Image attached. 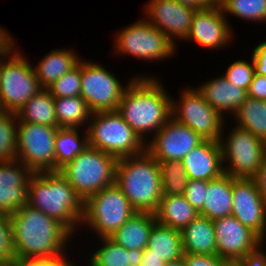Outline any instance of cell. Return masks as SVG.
Here are the masks:
<instances>
[{
    "label": "cell",
    "mask_w": 266,
    "mask_h": 266,
    "mask_svg": "<svg viewBox=\"0 0 266 266\" xmlns=\"http://www.w3.org/2000/svg\"><path fill=\"white\" fill-rule=\"evenodd\" d=\"M9 217L15 260L66 256V243L73 234L62 223L28 204Z\"/></svg>",
    "instance_id": "6da1fadb"
},
{
    "label": "cell",
    "mask_w": 266,
    "mask_h": 266,
    "mask_svg": "<svg viewBox=\"0 0 266 266\" xmlns=\"http://www.w3.org/2000/svg\"><path fill=\"white\" fill-rule=\"evenodd\" d=\"M157 77L133 76L119 102L118 112L145 142V135L154 136L172 117L170 96Z\"/></svg>",
    "instance_id": "7a4b0ae2"
},
{
    "label": "cell",
    "mask_w": 266,
    "mask_h": 266,
    "mask_svg": "<svg viewBox=\"0 0 266 266\" xmlns=\"http://www.w3.org/2000/svg\"><path fill=\"white\" fill-rule=\"evenodd\" d=\"M27 204L62 223L73 235L81 226L84 201L59 171L38 172L30 177Z\"/></svg>",
    "instance_id": "3957f363"
},
{
    "label": "cell",
    "mask_w": 266,
    "mask_h": 266,
    "mask_svg": "<svg viewBox=\"0 0 266 266\" xmlns=\"http://www.w3.org/2000/svg\"><path fill=\"white\" fill-rule=\"evenodd\" d=\"M115 184L136 212H156L163 196L161 171L147 151L117 160Z\"/></svg>",
    "instance_id": "277c9868"
},
{
    "label": "cell",
    "mask_w": 266,
    "mask_h": 266,
    "mask_svg": "<svg viewBox=\"0 0 266 266\" xmlns=\"http://www.w3.org/2000/svg\"><path fill=\"white\" fill-rule=\"evenodd\" d=\"M89 146L117 159L140 155L146 142L129 126L118 111L94 112L87 127Z\"/></svg>",
    "instance_id": "5b68a950"
},
{
    "label": "cell",
    "mask_w": 266,
    "mask_h": 266,
    "mask_svg": "<svg viewBox=\"0 0 266 266\" xmlns=\"http://www.w3.org/2000/svg\"><path fill=\"white\" fill-rule=\"evenodd\" d=\"M117 160L89 146L59 172L85 202L91 195L115 184Z\"/></svg>",
    "instance_id": "8992f818"
},
{
    "label": "cell",
    "mask_w": 266,
    "mask_h": 266,
    "mask_svg": "<svg viewBox=\"0 0 266 266\" xmlns=\"http://www.w3.org/2000/svg\"><path fill=\"white\" fill-rule=\"evenodd\" d=\"M20 51L0 56V111L17 113L43 88L30 61ZM3 57V58H2Z\"/></svg>",
    "instance_id": "52a82bcc"
},
{
    "label": "cell",
    "mask_w": 266,
    "mask_h": 266,
    "mask_svg": "<svg viewBox=\"0 0 266 266\" xmlns=\"http://www.w3.org/2000/svg\"><path fill=\"white\" fill-rule=\"evenodd\" d=\"M135 213L128 198L113 184L84 202L81 225L94 230L100 238H110Z\"/></svg>",
    "instance_id": "ba28073f"
},
{
    "label": "cell",
    "mask_w": 266,
    "mask_h": 266,
    "mask_svg": "<svg viewBox=\"0 0 266 266\" xmlns=\"http://www.w3.org/2000/svg\"><path fill=\"white\" fill-rule=\"evenodd\" d=\"M224 126L219 141L224 173L233 178L252 179L266 154V143L238 126H234L224 138Z\"/></svg>",
    "instance_id": "9c48e42d"
},
{
    "label": "cell",
    "mask_w": 266,
    "mask_h": 266,
    "mask_svg": "<svg viewBox=\"0 0 266 266\" xmlns=\"http://www.w3.org/2000/svg\"><path fill=\"white\" fill-rule=\"evenodd\" d=\"M114 53L147 61L164 60L175 55L176 46L145 18L126 26L114 36Z\"/></svg>",
    "instance_id": "30bf717a"
},
{
    "label": "cell",
    "mask_w": 266,
    "mask_h": 266,
    "mask_svg": "<svg viewBox=\"0 0 266 266\" xmlns=\"http://www.w3.org/2000/svg\"><path fill=\"white\" fill-rule=\"evenodd\" d=\"M172 97V118L198 133L203 140L220 141L224 119L209 105L197 88L186 87L179 97Z\"/></svg>",
    "instance_id": "8fae6325"
},
{
    "label": "cell",
    "mask_w": 266,
    "mask_h": 266,
    "mask_svg": "<svg viewBox=\"0 0 266 266\" xmlns=\"http://www.w3.org/2000/svg\"><path fill=\"white\" fill-rule=\"evenodd\" d=\"M58 128L30 122L17 123L16 160L33 173L55 171V138Z\"/></svg>",
    "instance_id": "7c38bea8"
},
{
    "label": "cell",
    "mask_w": 266,
    "mask_h": 266,
    "mask_svg": "<svg viewBox=\"0 0 266 266\" xmlns=\"http://www.w3.org/2000/svg\"><path fill=\"white\" fill-rule=\"evenodd\" d=\"M101 64L81 59V93L90 111H117L123 92L129 85L120 84L111 71Z\"/></svg>",
    "instance_id": "4fadbf2b"
},
{
    "label": "cell",
    "mask_w": 266,
    "mask_h": 266,
    "mask_svg": "<svg viewBox=\"0 0 266 266\" xmlns=\"http://www.w3.org/2000/svg\"><path fill=\"white\" fill-rule=\"evenodd\" d=\"M151 139L146 142V151L159 163L181 161L203 141L198 133L172 117Z\"/></svg>",
    "instance_id": "5bb4252c"
},
{
    "label": "cell",
    "mask_w": 266,
    "mask_h": 266,
    "mask_svg": "<svg viewBox=\"0 0 266 266\" xmlns=\"http://www.w3.org/2000/svg\"><path fill=\"white\" fill-rule=\"evenodd\" d=\"M232 198V215L265 243L266 201L260 196L254 180L233 178Z\"/></svg>",
    "instance_id": "9a60e30c"
},
{
    "label": "cell",
    "mask_w": 266,
    "mask_h": 266,
    "mask_svg": "<svg viewBox=\"0 0 266 266\" xmlns=\"http://www.w3.org/2000/svg\"><path fill=\"white\" fill-rule=\"evenodd\" d=\"M216 255L226 261H238L264 242L233 215L213 220Z\"/></svg>",
    "instance_id": "2e32d148"
},
{
    "label": "cell",
    "mask_w": 266,
    "mask_h": 266,
    "mask_svg": "<svg viewBox=\"0 0 266 266\" xmlns=\"http://www.w3.org/2000/svg\"><path fill=\"white\" fill-rule=\"evenodd\" d=\"M145 19L158 28L176 46L175 39H186L196 10L174 0H149Z\"/></svg>",
    "instance_id": "e0dca14e"
},
{
    "label": "cell",
    "mask_w": 266,
    "mask_h": 266,
    "mask_svg": "<svg viewBox=\"0 0 266 266\" xmlns=\"http://www.w3.org/2000/svg\"><path fill=\"white\" fill-rule=\"evenodd\" d=\"M229 20L223 14L219 5L196 10L191 30L185 41L196 42L208 49H219L229 46L234 38Z\"/></svg>",
    "instance_id": "ac0fdd59"
},
{
    "label": "cell",
    "mask_w": 266,
    "mask_h": 266,
    "mask_svg": "<svg viewBox=\"0 0 266 266\" xmlns=\"http://www.w3.org/2000/svg\"><path fill=\"white\" fill-rule=\"evenodd\" d=\"M34 173L22 162H0V214L11 215L27 204V188Z\"/></svg>",
    "instance_id": "d6986e66"
},
{
    "label": "cell",
    "mask_w": 266,
    "mask_h": 266,
    "mask_svg": "<svg viewBox=\"0 0 266 266\" xmlns=\"http://www.w3.org/2000/svg\"><path fill=\"white\" fill-rule=\"evenodd\" d=\"M189 180L209 181L224 173L220 142L203 140L181 160Z\"/></svg>",
    "instance_id": "ffe728a7"
},
{
    "label": "cell",
    "mask_w": 266,
    "mask_h": 266,
    "mask_svg": "<svg viewBox=\"0 0 266 266\" xmlns=\"http://www.w3.org/2000/svg\"><path fill=\"white\" fill-rule=\"evenodd\" d=\"M197 90L223 118L227 112L228 117L234 115L248 97L247 90L236 87L223 75L202 83Z\"/></svg>",
    "instance_id": "44dd1931"
},
{
    "label": "cell",
    "mask_w": 266,
    "mask_h": 266,
    "mask_svg": "<svg viewBox=\"0 0 266 266\" xmlns=\"http://www.w3.org/2000/svg\"><path fill=\"white\" fill-rule=\"evenodd\" d=\"M233 177L223 173L220 177L207 181L205 201L199 211L200 216L216 220L232 215Z\"/></svg>",
    "instance_id": "7402d4cb"
},
{
    "label": "cell",
    "mask_w": 266,
    "mask_h": 266,
    "mask_svg": "<svg viewBox=\"0 0 266 266\" xmlns=\"http://www.w3.org/2000/svg\"><path fill=\"white\" fill-rule=\"evenodd\" d=\"M184 254L216 255V235L213 220L198 216L182 231Z\"/></svg>",
    "instance_id": "603a6c76"
},
{
    "label": "cell",
    "mask_w": 266,
    "mask_h": 266,
    "mask_svg": "<svg viewBox=\"0 0 266 266\" xmlns=\"http://www.w3.org/2000/svg\"><path fill=\"white\" fill-rule=\"evenodd\" d=\"M155 223L156 218L153 213L136 212L110 239L127 250H145L150 231Z\"/></svg>",
    "instance_id": "cb8c5ba5"
},
{
    "label": "cell",
    "mask_w": 266,
    "mask_h": 266,
    "mask_svg": "<svg viewBox=\"0 0 266 266\" xmlns=\"http://www.w3.org/2000/svg\"><path fill=\"white\" fill-rule=\"evenodd\" d=\"M74 49H55L45 55L36 66H33L39 84L48 89L56 80L75 67L81 60Z\"/></svg>",
    "instance_id": "d4e9b609"
},
{
    "label": "cell",
    "mask_w": 266,
    "mask_h": 266,
    "mask_svg": "<svg viewBox=\"0 0 266 266\" xmlns=\"http://www.w3.org/2000/svg\"><path fill=\"white\" fill-rule=\"evenodd\" d=\"M183 254L181 231L156 222L143 255H156L167 263L183 258Z\"/></svg>",
    "instance_id": "484cf974"
},
{
    "label": "cell",
    "mask_w": 266,
    "mask_h": 266,
    "mask_svg": "<svg viewBox=\"0 0 266 266\" xmlns=\"http://www.w3.org/2000/svg\"><path fill=\"white\" fill-rule=\"evenodd\" d=\"M154 215L157 223L182 231L200 214L184 195H177L162 196Z\"/></svg>",
    "instance_id": "4316f807"
},
{
    "label": "cell",
    "mask_w": 266,
    "mask_h": 266,
    "mask_svg": "<svg viewBox=\"0 0 266 266\" xmlns=\"http://www.w3.org/2000/svg\"><path fill=\"white\" fill-rule=\"evenodd\" d=\"M102 246L90 253L88 266H140L144 250H127L110 238H100Z\"/></svg>",
    "instance_id": "83f0119b"
},
{
    "label": "cell",
    "mask_w": 266,
    "mask_h": 266,
    "mask_svg": "<svg viewBox=\"0 0 266 266\" xmlns=\"http://www.w3.org/2000/svg\"><path fill=\"white\" fill-rule=\"evenodd\" d=\"M18 122H30L59 128L54 97L47 89H42L32 96L16 113Z\"/></svg>",
    "instance_id": "f1b7e54d"
},
{
    "label": "cell",
    "mask_w": 266,
    "mask_h": 266,
    "mask_svg": "<svg viewBox=\"0 0 266 266\" xmlns=\"http://www.w3.org/2000/svg\"><path fill=\"white\" fill-rule=\"evenodd\" d=\"M80 129L58 128L55 138V171H59L89 147L87 129L83 135L81 133V137Z\"/></svg>",
    "instance_id": "f546056e"
},
{
    "label": "cell",
    "mask_w": 266,
    "mask_h": 266,
    "mask_svg": "<svg viewBox=\"0 0 266 266\" xmlns=\"http://www.w3.org/2000/svg\"><path fill=\"white\" fill-rule=\"evenodd\" d=\"M55 115L59 127H88L92 112L81 96L54 98Z\"/></svg>",
    "instance_id": "4dcf8cb0"
},
{
    "label": "cell",
    "mask_w": 266,
    "mask_h": 266,
    "mask_svg": "<svg viewBox=\"0 0 266 266\" xmlns=\"http://www.w3.org/2000/svg\"><path fill=\"white\" fill-rule=\"evenodd\" d=\"M236 126L266 143V101L247 97L233 115Z\"/></svg>",
    "instance_id": "1f68e13d"
},
{
    "label": "cell",
    "mask_w": 266,
    "mask_h": 266,
    "mask_svg": "<svg viewBox=\"0 0 266 266\" xmlns=\"http://www.w3.org/2000/svg\"><path fill=\"white\" fill-rule=\"evenodd\" d=\"M219 6L227 14L246 21L266 23V0H219Z\"/></svg>",
    "instance_id": "d6a6232c"
},
{
    "label": "cell",
    "mask_w": 266,
    "mask_h": 266,
    "mask_svg": "<svg viewBox=\"0 0 266 266\" xmlns=\"http://www.w3.org/2000/svg\"><path fill=\"white\" fill-rule=\"evenodd\" d=\"M163 196L184 195L189 178L181 161H161Z\"/></svg>",
    "instance_id": "836d02e7"
},
{
    "label": "cell",
    "mask_w": 266,
    "mask_h": 266,
    "mask_svg": "<svg viewBox=\"0 0 266 266\" xmlns=\"http://www.w3.org/2000/svg\"><path fill=\"white\" fill-rule=\"evenodd\" d=\"M17 123L16 113L0 111V162L16 160Z\"/></svg>",
    "instance_id": "e575fe53"
},
{
    "label": "cell",
    "mask_w": 266,
    "mask_h": 266,
    "mask_svg": "<svg viewBox=\"0 0 266 266\" xmlns=\"http://www.w3.org/2000/svg\"><path fill=\"white\" fill-rule=\"evenodd\" d=\"M54 98L80 96L81 60L47 89Z\"/></svg>",
    "instance_id": "d590c367"
},
{
    "label": "cell",
    "mask_w": 266,
    "mask_h": 266,
    "mask_svg": "<svg viewBox=\"0 0 266 266\" xmlns=\"http://www.w3.org/2000/svg\"><path fill=\"white\" fill-rule=\"evenodd\" d=\"M254 74L255 67L253 59H251V63L245 60L232 62L223 76L236 87L248 90Z\"/></svg>",
    "instance_id": "8d00e7d4"
},
{
    "label": "cell",
    "mask_w": 266,
    "mask_h": 266,
    "mask_svg": "<svg viewBox=\"0 0 266 266\" xmlns=\"http://www.w3.org/2000/svg\"><path fill=\"white\" fill-rule=\"evenodd\" d=\"M15 260L9 215L0 214V261Z\"/></svg>",
    "instance_id": "74e56055"
},
{
    "label": "cell",
    "mask_w": 266,
    "mask_h": 266,
    "mask_svg": "<svg viewBox=\"0 0 266 266\" xmlns=\"http://www.w3.org/2000/svg\"><path fill=\"white\" fill-rule=\"evenodd\" d=\"M207 181L189 180L186 186L184 197L198 212L203 208Z\"/></svg>",
    "instance_id": "f35d334b"
},
{
    "label": "cell",
    "mask_w": 266,
    "mask_h": 266,
    "mask_svg": "<svg viewBox=\"0 0 266 266\" xmlns=\"http://www.w3.org/2000/svg\"><path fill=\"white\" fill-rule=\"evenodd\" d=\"M185 266H224L227 262L217 255L183 254Z\"/></svg>",
    "instance_id": "ab89813d"
},
{
    "label": "cell",
    "mask_w": 266,
    "mask_h": 266,
    "mask_svg": "<svg viewBox=\"0 0 266 266\" xmlns=\"http://www.w3.org/2000/svg\"><path fill=\"white\" fill-rule=\"evenodd\" d=\"M66 256L58 259H22L16 260L17 266H76Z\"/></svg>",
    "instance_id": "60d3db41"
},
{
    "label": "cell",
    "mask_w": 266,
    "mask_h": 266,
    "mask_svg": "<svg viewBox=\"0 0 266 266\" xmlns=\"http://www.w3.org/2000/svg\"><path fill=\"white\" fill-rule=\"evenodd\" d=\"M247 96L266 101V76L254 74L253 80L247 90Z\"/></svg>",
    "instance_id": "b9f144b4"
},
{
    "label": "cell",
    "mask_w": 266,
    "mask_h": 266,
    "mask_svg": "<svg viewBox=\"0 0 266 266\" xmlns=\"http://www.w3.org/2000/svg\"><path fill=\"white\" fill-rule=\"evenodd\" d=\"M255 73L266 76V41H263L253 48L252 56Z\"/></svg>",
    "instance_id": "7bdbcfd3"
},
{
    "label": "cell",
    "mask_w": 266,
    "mask_h": 266,
    "mask_svg": "<svg viewBox=\"0 0 266 266\" xmlns=\"http://www.w3.org/2000/svg\"><path fill=\"white\" fill-rule=\"evenodd\" d=\"M264 244H261L255 251L248 253L243 259L238 260L242 266H266V253L262 251Z\"/></svg>",
    "instance_id": "ee69618b"
},
{
    "label": "cell",
    "mask_w": 266,
    "mask_h": 266,
    "mask_svg": "<svg viewBox=\"0 0 266 266\" xmlns=\"http://www.w3.org/2000/svg\"><path fill=\"white\" fill-rule=\"evenodd\" d=\"M252 179L256 184L260 196L266 201V154L262 160L260 168Z\"/></svg>",
    "instance_id": "f6af8a7d"
},
{
    "label": "cell",
    "mask_w": 266,
    "mask_h": 266,
    "mask_svg": "<svg viewBox=\"0 0 266 266\" xmlns=\"http://www.w3.org/2000/svg\"><path fill=\"white\" fill-rule=\"evenodd\" d=\"M0 26V56L9 54L13 49H16V41L14 37L9 34V31Z\"/></svg>",
    "instance_id": "bcb514c9"
},
{
    "label": "cell",
    "mask_w": 266,
    "mask_h": 266,
    "mask_svg": "<svg viewBox=\"0 0 266 266\" xmlns=\"http://www.w3.org/2000/svg\"><path fill=\"white\" fill-rule=\"evenodd\" d=\"M182 5L189 6L195 10L205 9L219 5V0H174Z\"/></svg>",
    "instance_id": "7dc6e473"
},
{
    "label": "cell",
    "mask_w": 266,
    "mask_h": 266,
    "mask_svg": "<svg viewBox=\"0 0 266 266\" xmlns=\"http://www.w3.org/2000/svg\"><path fill=\"white\" fill-rule=\"evenodd\" d=\"M166 262L162 261L156 255H142L140 266H165Z\"/></svg>",
    "instance_id": "c3c4849f"
},
{
    "label": "cell",
    "mask_w": 266,
    "mask_h": 266,
    "mask_svg": "<svg viewBox=\"0 0 266 266\" xmlns=\"http://www.w3.org/2000/svg\"><path fill=\"white\" fill-rule=\"evenodd\" d=\"M165 266H185L184 260L183 258L176 260V261H172V262H167L165 264Z\"/></svg>",
    "instance_id": "681fc988"
},
{
    "label": "cell",
    "mask_w": 266,
    "mask_h": 266,
    "mask_svg": "<svg viewBox=\"0 0 266 266\" xmlns=\"http://www.w3.org/2000/svg\"><path fill=\"white\" fill-rule=\"evenodd\" d=\"M0 266H17L16 260L0 261Z\"/></svg>",
    "instance_id": "f907efd6"
},
{
    "label": "cell",
    "mask_w": 266,
    "mask_h": 266,
    "mask_svg": "<svg viewBox=\"0 0 266 266\" xmlns=\"http://www.w3.org/2000/svg\"><path fill=\"white\" fill-rule=\"evenodd\" d=\"M224 266H242L238 261H227Z\"/></svg>",
    "instance_id": "816d5d0a"
}]
</instances>
